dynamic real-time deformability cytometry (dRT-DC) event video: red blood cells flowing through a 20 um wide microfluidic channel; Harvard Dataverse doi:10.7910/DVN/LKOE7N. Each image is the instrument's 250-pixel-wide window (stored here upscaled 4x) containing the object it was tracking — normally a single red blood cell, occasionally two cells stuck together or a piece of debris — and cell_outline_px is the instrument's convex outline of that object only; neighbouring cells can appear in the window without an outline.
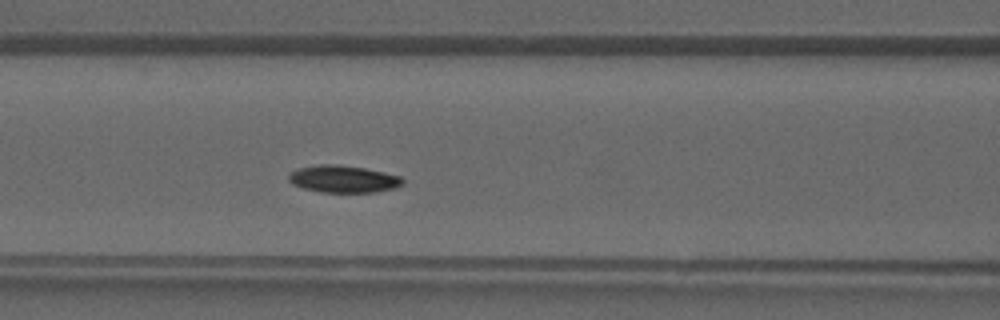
{"species": "common noctule bat (a hibernating species)", "species_latin": "Nyctalus noctula", "temperature_condition": "warm", "stored_images_in_passage": 37, "camera_frame_rate_fps": 3000, "um_per_image_px": 0.085, "animal": {"sex": "male", "forearm_length_mm": 52.5}, "frame": {"image": 1, "passage_image": 13, "time_ms": 4.0, "image_size_px": [1000, 320], "cell_outline_px": [[404, 184], [392, 188], [376, 192], [320, 192], [304, 188], [292, 184], [288, 180], [288, 176], [292, 172], [300, 168], [320, 164], [336, 164], [364, 168], [384, 172], [400, 176], [404, 180]], "centroid_in_image_um": [29.19, 15.22], "position_along_channel_um": 137.4, "area_um2": 17.92}}
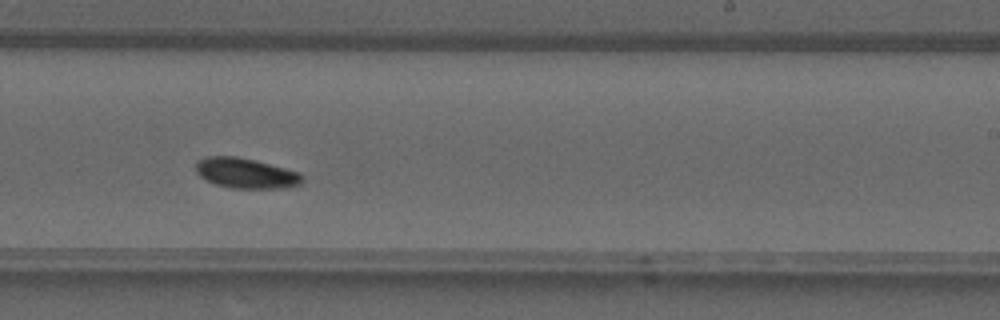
{"frame": {"image": 2, "passage_image": 21, "time_ms": 6.667, "image_size_px": [1000, 320], "cell_outline_px": [[304, 180], [300, 184], [288, 188], [232, 188], [216, 184], [200, 176], [196, 172], [196, 160], [204, 156], [236, 156], [300, 172], [304, 176]], "centroid_in_image_um": [20.9, 14.72], "position_along_channel_um": 268.1, "area_um2": 18.73}}
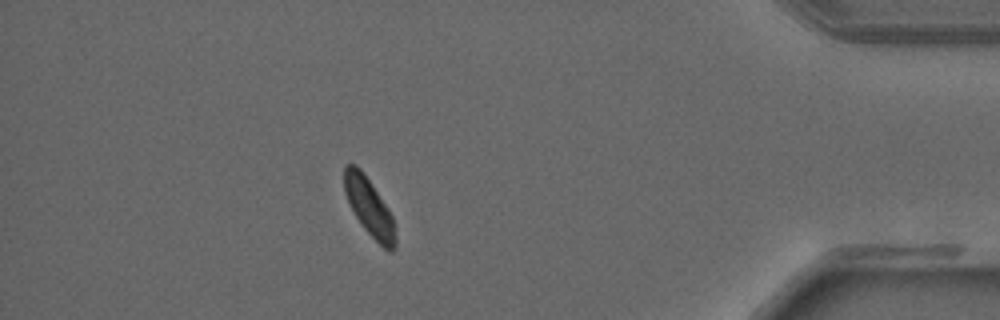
{"frame": {"image": 3, "passage_image": 32, "time_ms": 10.333, "image_size_px": [1000, 320], "cell_outline_px": [[396, 248], [392, 252], [388, 252], [364, 228], [356, 216], [344, 192], [344, 164], [356, 164], [360, 168], [388, 208], [392, 216], [396, 240]], "centroid_in_image_um": [31.39, 17.6], "position_along_channel_um": 403.8, "area_um2": 16.88}}